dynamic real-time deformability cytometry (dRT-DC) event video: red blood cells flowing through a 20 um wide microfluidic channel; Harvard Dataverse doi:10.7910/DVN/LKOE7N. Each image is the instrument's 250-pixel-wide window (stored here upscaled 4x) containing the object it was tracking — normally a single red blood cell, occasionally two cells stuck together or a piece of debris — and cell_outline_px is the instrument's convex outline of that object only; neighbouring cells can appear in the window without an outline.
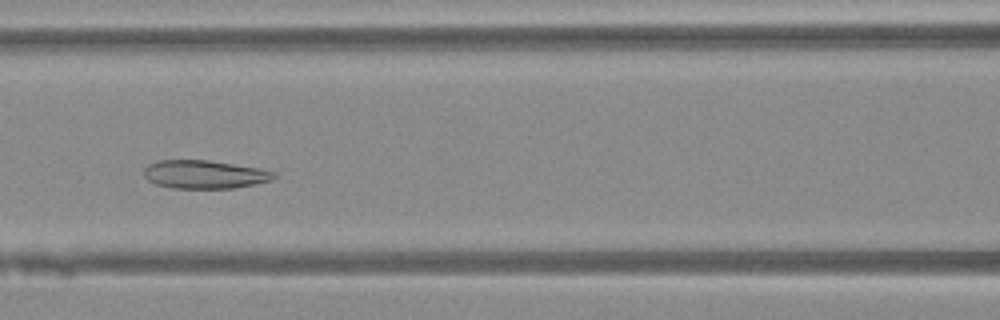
{"species": "Egyptian fruit bat (a non-hibernating species)", "species_latin": "Rousettus aegyptiacus", "temperature_condition": "warm", "stored_images_in_passage": 36, "camera_frame_rate_fps": 3000, "um_per_image_px": 0.085, "animal": {"sex": "female"}, "frame": {"image": 1, "passage_image": 18, "time_ms": 5.667, "image_size_px": [1000, 320], "cell_outline_px": [[276, 176], [272, 180], [256, 184], [232, 188], [172, 188], [156, 184], [148, 180], [144, 176], [144, 168], [148, 164], [160, 160], [208, 160], [256, 168], [276, 172]], "centroid_in_image_um": [17.36, 14.83], "position_along_channel_um": 149.2, "area_um2": 21.33}}
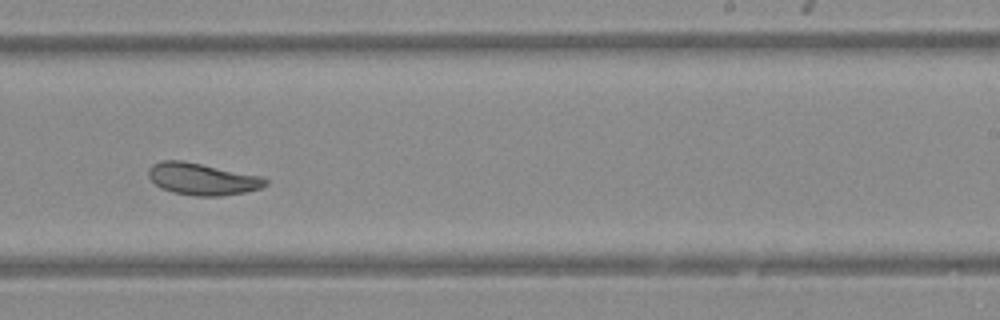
{"frame": {"image": 2, "passage_image": 27, "time_ms": 8.667, "image_size_px": [1000, 320], "cell_outline_px": [[268, 184], [260, 188], [244, 192], [220, 196], [196, 196], [172, 192], [160, 188], [148, 176], [148, 172], [152, 164], [164, 160], [180, 160], [264, 176], [268, 180]], "centroid_in_image_um": [17.22, 15.22], "position_along_channel_um": 271.8, "area_um2": 21.73}}
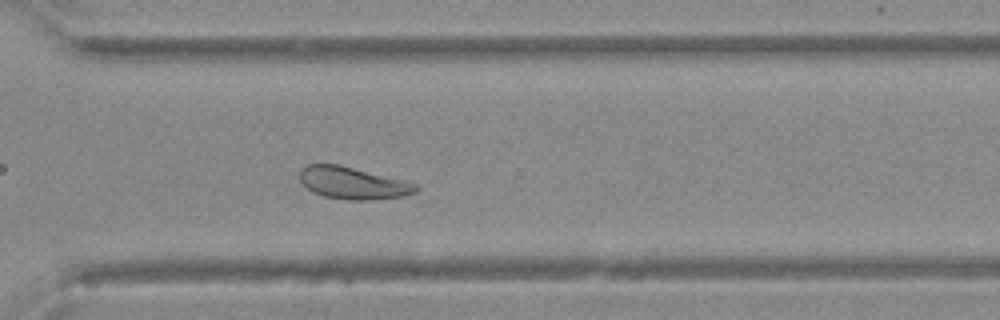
{"frame": {"image": 3, "passage_image": 32, "time_ms": 10.333, "image_size_px": [1000, 320], "cell_outline_px": [[420, 188], [416, 192], [404, 196], [372, 200], [348, 200], [324, 196], [312, 192], [300, 180], [300, 168], [308, 164], [336, 164], [416, 184]], "centroid_in_image_um": [29.96, 15.57], "position_along_channel_um": 340.6, "area_um2": 21.33}}